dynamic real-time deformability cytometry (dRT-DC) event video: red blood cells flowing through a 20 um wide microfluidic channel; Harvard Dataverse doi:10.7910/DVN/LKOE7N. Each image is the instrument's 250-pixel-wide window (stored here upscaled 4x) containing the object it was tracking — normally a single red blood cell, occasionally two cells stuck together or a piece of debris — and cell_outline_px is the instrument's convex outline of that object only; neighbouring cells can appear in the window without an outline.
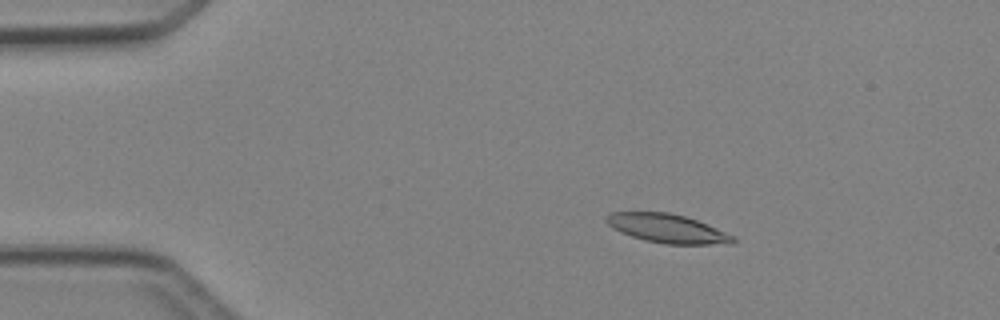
{"species": "Egyptian fruit bat (a non-hibernating species)", "species_latin": "Rousettus aegyptiacus", "temperature_condition": "cold", "stored_images_in_passage": 5, "camera_frame_rate_fps": 3000, "um_per_image_px": 0.085, "animal": {"sex": "female"}, "frame": {"image": 1, "passage_image": 3, "time_ms": 2.333, "image_size_px": [1000, 320], "cell_outline_px": [[736, 240], [732, 244], [664, 244], [632, 236], [620, 232], [612, 228], [604, 220], [604, 216], [612, 212], [668, 212], [684, 216], [696, 220], [736, 236]], "centroid_in_image_um": [56.72, 19.42], "position_along_channel_um": 28.3, "area_um2": 21.21}}
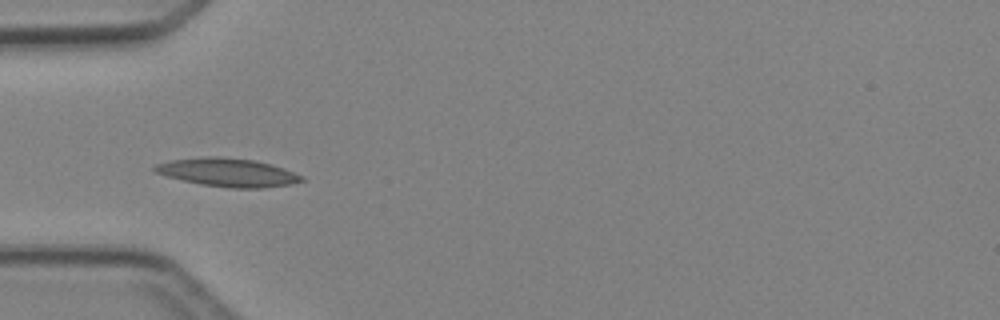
{"frame": {"image": 2, "passage_image": 5, "time_ms": 4.667, "image_size_px": [1000, 320], "cell_outline_px": [[304, 180], [288, 184], [260, 188], [228, 188], [200, 184], [168, 176], [156, 172], [152, 168], [156, 164], [172, 160], [204, 156], [216, 156], [256, 160], [272, 164], [284, 168], [304, 176]], "centroid_in_image_um": [19.38, 14.64], "position_along_channel_um": 65.6, "area_um2": 24.16}}